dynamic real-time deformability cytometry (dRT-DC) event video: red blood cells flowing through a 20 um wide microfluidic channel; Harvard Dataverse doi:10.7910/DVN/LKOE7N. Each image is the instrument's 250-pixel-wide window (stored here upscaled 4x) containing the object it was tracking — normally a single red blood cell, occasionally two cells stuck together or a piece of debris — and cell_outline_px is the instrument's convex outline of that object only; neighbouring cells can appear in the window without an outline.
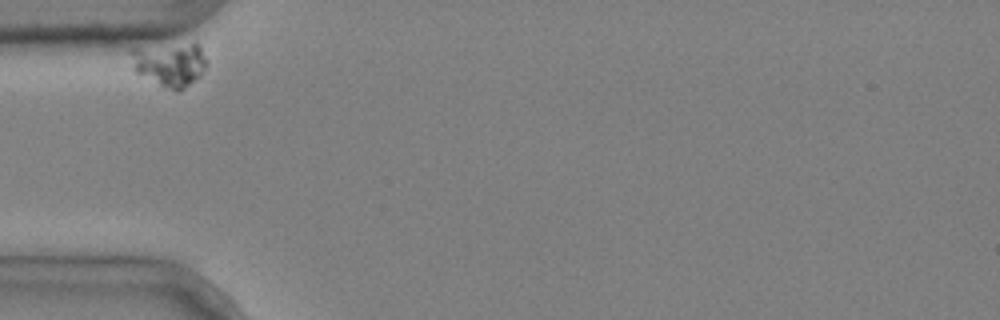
{"species": "common noctule bat (a hibernating species)", "species_latin": "Nyctalus noctula", "temperature_condition": "cold", "stored_images_in_passage": 2, "camera_frame_rate_fps": 3000, "um_per_image_px": 0.085, "animal": {"sex": "male", "body_mass_g": 20.4}, "frame": {"image": 1, "passage_image": 1, "time_ms": 0.0, "image_size_px": [1000, 320], "cell_outline_px": [[208, 64], [200, 76], [184, 88], [176, 92], [136, 72], [132, 68], [132, 48], [196, 40], [208, 60]], "centroid_in_image_um": [14.5, 5.39], "position_along_channel_um": 70.5, "area_um2": 19.77}}